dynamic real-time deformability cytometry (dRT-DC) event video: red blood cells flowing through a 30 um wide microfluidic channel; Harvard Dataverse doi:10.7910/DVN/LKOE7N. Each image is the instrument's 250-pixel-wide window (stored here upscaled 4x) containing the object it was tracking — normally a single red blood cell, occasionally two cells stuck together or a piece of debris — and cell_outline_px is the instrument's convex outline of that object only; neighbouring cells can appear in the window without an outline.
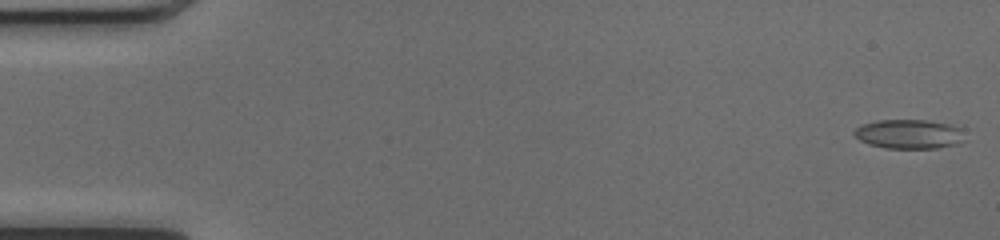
{"species": "common noctule bat (a hibernating species)", "species_latin": "Nyctalus noctula", "temperature_condition": "cold", "stored_images_in_passage": 50, "camera_frame_rate_fps": 3000, "um_per_image_px": 0.085, "animal": {"sex": "female", "body_mass_g": 17.0, "forearm_length_mm": 48.0}, "frame": {"image": 1, "passage_image": 1, "time_ms": 0.0, "image_size_px": [1000, 240], "cell_outline_px": [[964, 140], [960, 144], [936, 148], [884, 148], [868, 144], [860, 140], [852, 132], [856, 128], [864, 124], [876, 120], [928, 120], [948, 124], [964, 128]], "centroid_in_image_um": [77.32, 11.4], "position_along_channel_um": 7.7, "area_um2": 19.07}}
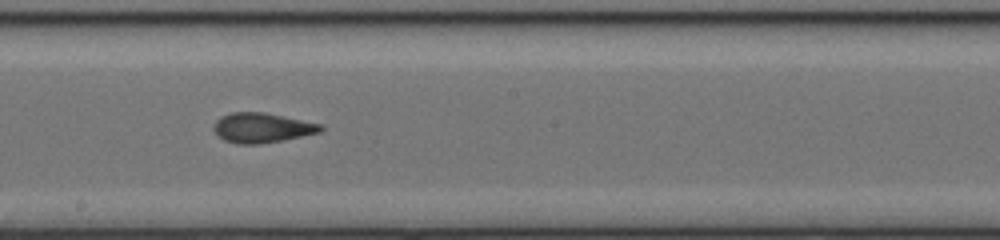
{"frame": {"image": 2, "passage_image": 28, "time_ms": 9.0, "image_size_px": [1000, 240], "cell_outline_px": [[324, 128], [320, 132], [260, 144], [236, 144], [224, 140], [216, 136], [212, 128], [212, 124], [220, 116], [232, 112], [264, 112], [320, 124]], "centroid_in_image_um": [22.17, 10.86], "position_along_channel_um": 226.0, "area_um2": 18.55}}
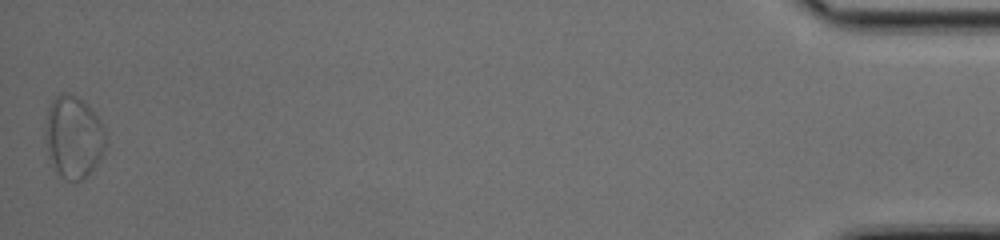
{"frame": {"image": 3, "passage_image": 50, "time_ms": 16.333, "image_size_px": [1000, 240], "cell_outline_px": [[108, 144], [100, 160], [88, 176], [84, 180], [64, 180], [56, 172], [48, 156], [44, 140], [44, 128], [48, 108], [52, 100], [60, 92], [68, 92], [84, 100], [100, 120], [108, 136]], "centroid_in_image_um": [6.26, 11.65], "position_along_channel_um": 428.9, "area_um2": 29.94}, "authors_computed_cell_mechanics": {"area_um2": 18.785, "velocity_mm_per_s": 4.1168, "shape_relaxation_time_tau1_ms": null, "shape_relaxation_time_tau2_ms": 2.1527, "deformation_change_tau1": null, "deformation_change_tau2": 0.0921}}